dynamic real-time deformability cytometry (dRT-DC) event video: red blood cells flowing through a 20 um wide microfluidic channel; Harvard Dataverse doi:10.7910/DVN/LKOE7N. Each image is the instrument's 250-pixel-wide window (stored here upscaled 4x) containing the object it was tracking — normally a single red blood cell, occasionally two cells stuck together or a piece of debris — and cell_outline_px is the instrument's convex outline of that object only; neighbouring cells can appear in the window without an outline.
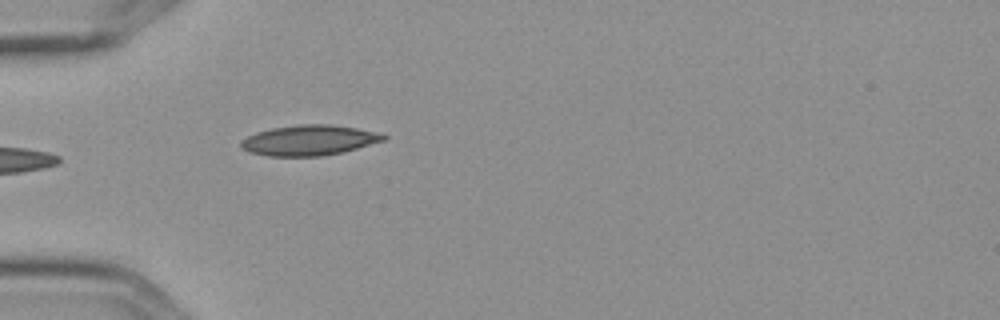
{"species": "Egyptian fruit bat (a non-hibernating species)", "species_latin": "Rousettus aegyptiacus", "temperature_condition": "cold", "stored_images_in_passage": 5, "camera_frame_rate_fps": 3000, "um_per_image_px": 0.085, "frame": {"image": 1, "passage_image": 5, "time_ms": 1.333, "image_size_px": [1000, 320], "cell_outline_px": [[388, 136], [384, 140], [344, 152], [320, 156], [268, 156], [248, 152], [240, 148], [240, 144], [248, 136], [256, 132], [272, 128], [296, 124], [332, 124], [380, 132]], "centroid_in_image_um": [26.28, 11.92], "position_along_channel_um": 58.7, "area_um2": 25.32}}